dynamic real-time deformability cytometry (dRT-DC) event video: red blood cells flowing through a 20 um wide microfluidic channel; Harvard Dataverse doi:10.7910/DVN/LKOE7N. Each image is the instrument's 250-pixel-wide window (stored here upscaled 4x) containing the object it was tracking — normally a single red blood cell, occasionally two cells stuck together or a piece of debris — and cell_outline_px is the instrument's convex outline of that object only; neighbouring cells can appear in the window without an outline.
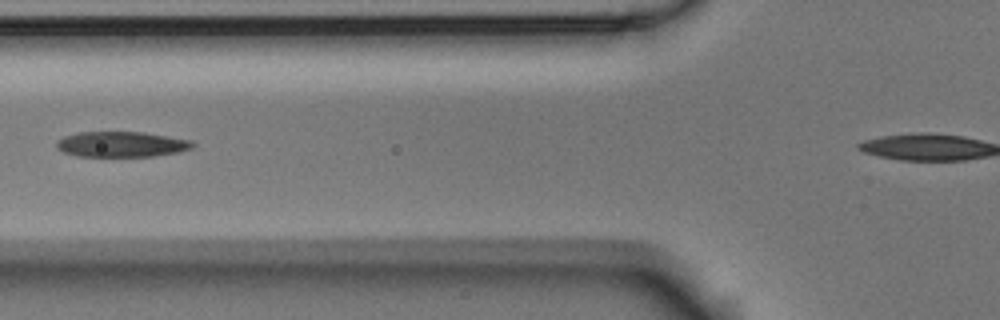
{"species": "Egyptian fruit bat (a non-hibernating species)", "species_latin": "Rousettus aegyptiacus", "temperature_condition": "room temperature", "stored_images_in_passage": 5, "camera_frame_rate_fps": 3000, "um_per_image_px": 0.085, "animal": {"sex": "male"}, "frame": {"image": 1, "passage_image": 4, "time_ms": 1.0, "image_size_px": [1000, 320], "cell_outline_px": [[196, 144], [192, 148], [180, 152], [152, 156], [76, 156], [64, 152], [56, 148], [56, 140], [64, 136], [76, 132], [144, 132], [192, 140]], "centroid_in_image_um": [10.32, 12.26], "position_along_channel_um": 115.5, "area_um2": 20.35}}
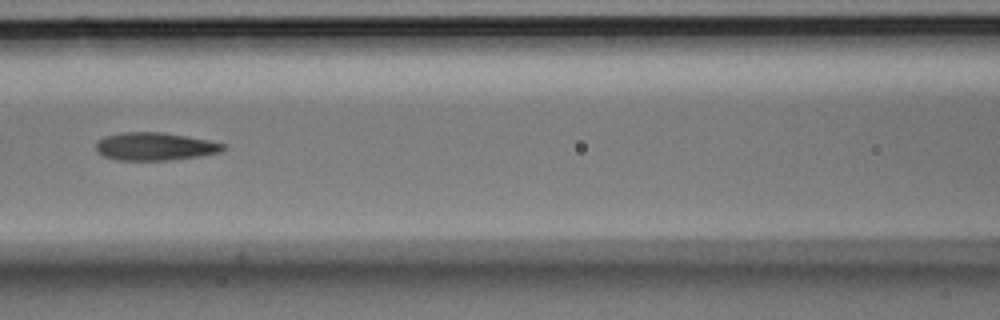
{"frame": {"image": 2, "passage_image": 5, "time_ms": 1.333, "image_size_px": [1000, 320], "cell_outline_px": [[228, 148], [220, 152], [200, 156], [172, 160], [116, 160], [104, 156], [96, 152], [96, 140], [104, 136], [124, 132], [160, 132], [208, 140], [228, 144]], "centroid_in_image_um": [13.17, 12.45], "position_along_channel_um": 153.4, "area_um2": 20.87}}